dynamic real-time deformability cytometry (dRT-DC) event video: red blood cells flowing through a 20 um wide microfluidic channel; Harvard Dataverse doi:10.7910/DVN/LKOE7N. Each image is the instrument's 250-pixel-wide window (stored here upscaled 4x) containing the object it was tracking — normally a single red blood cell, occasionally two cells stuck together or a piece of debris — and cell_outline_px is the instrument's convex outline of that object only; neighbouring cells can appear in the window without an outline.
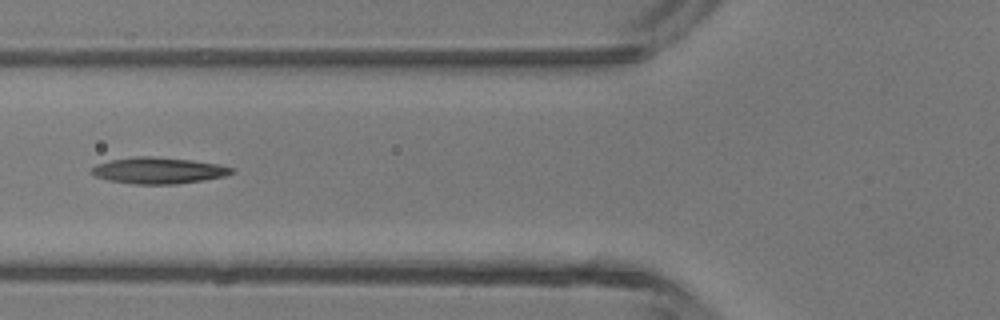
{"species": "common noctule bat (a hibernating species)", "species_latin": "Nyctalus noctula", "temperature_condition": "room temperature", "stored_images_in_passage": 5, "camera_frame_rate_fps": 3000, "um_per_image_px": 0.085, "animal": {"sex": "male", "body_mass_g": 13.3}, "frame": {"image": 1, "passage_image": 5, "time_ms": 1.333, "image_size_px": [1000, 320], "cell_outline_px": [[236, 172], [224, 176], [204, 180], [176, 184], [136, 184], [108, 180], [96, 176], [92, 172], [92, 168], [96, 164], [112, 160], [136, 156], [152, 156], [192, 160], [216, 164], [236, 168]], "centroid_in_image_um": [13.52, 14.49], "position_along_channel_um": 112.3, "area_um2": 21.39}}